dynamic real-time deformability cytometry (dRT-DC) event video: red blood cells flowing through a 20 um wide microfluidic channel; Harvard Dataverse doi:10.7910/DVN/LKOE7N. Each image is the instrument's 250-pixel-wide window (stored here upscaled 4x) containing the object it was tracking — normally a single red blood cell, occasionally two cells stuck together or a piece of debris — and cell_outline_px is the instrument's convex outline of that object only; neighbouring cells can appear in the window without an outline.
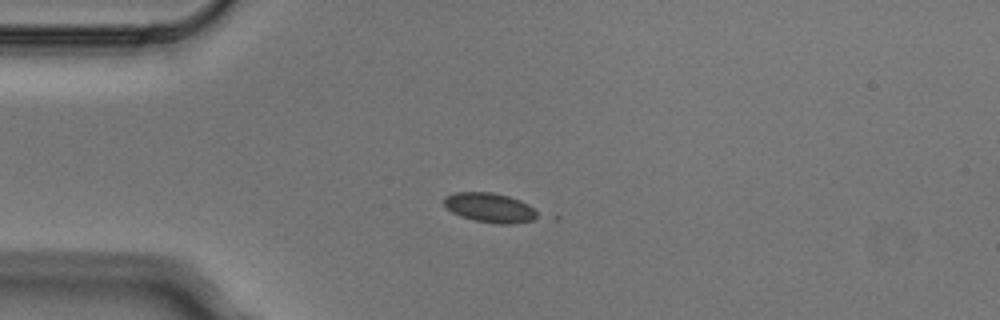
{"species": "Egyptian fruit bat (a non-hibernating species)", "species_latin": "Rousettus aegyptiacus", "temperature_condition": "cold", "stored_images_in_passage": 4, "camera_frame_rate_fps": 3000, "um_per_image_px": 0.085, "animal": {"sex": "male"}, "frame": {"image": 1, "passage_image": 3, "time_ms": 0.667, "image_size_px": [1000, 320], "cell_outline_px": [[540, 216], [532, 220], [516, 224], [496, 224], [472, 220], [460, 216], [452, 212], [444, 204], [444, 196], [456, 192], [492, 192], [508, 196], [520, 200], [528, 204]], "centroid_in_image_um": [41.63, 17.66], "position_along_channel_um": 43.4, "area_um2": 16.18}}
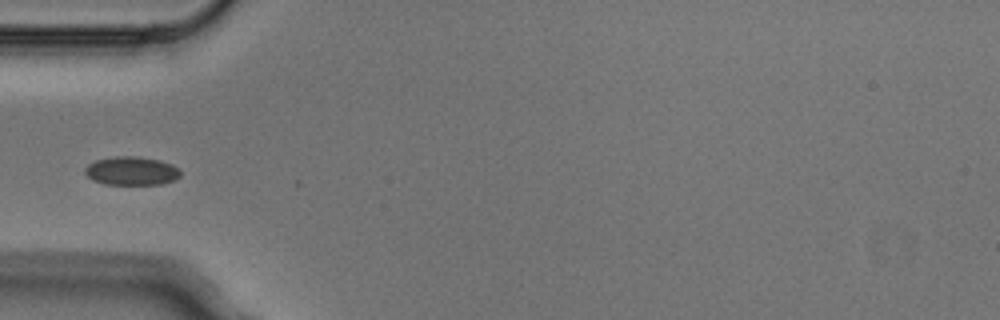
{"frame": {"image": 2, "passage_image": 4, "time_ms": 1.0, "image_size_px": [1000, 320], "cell_outline_px": [[180, 176], [176, 180], [160, 184], [104, 184], [92, 180], [84, 172], [84, 168], [88, 164], [96, 160], [116, 156], [136, 156], [160, 160], [172, 164], [180, 168]], "centroid_in_image_um": [11.19, 14.52], "position_along_channel_um": 73.8, "area_um2": 16.01}}